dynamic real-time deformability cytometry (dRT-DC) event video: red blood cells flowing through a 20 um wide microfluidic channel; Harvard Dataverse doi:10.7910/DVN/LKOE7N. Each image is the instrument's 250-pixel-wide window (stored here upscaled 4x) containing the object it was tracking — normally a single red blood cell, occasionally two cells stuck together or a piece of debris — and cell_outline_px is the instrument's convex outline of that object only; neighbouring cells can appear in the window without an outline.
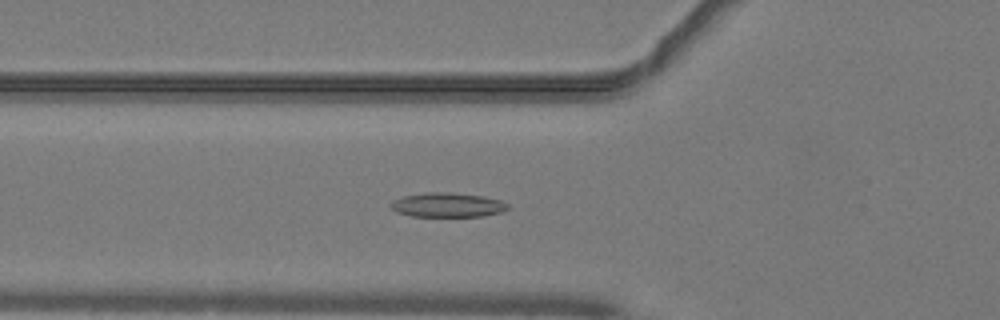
{"species": "common noctule bat (a hibernating species)", "species_latin": "Nyctalus noctula", "temperature_condition": "warm", "stored_images_in_passage": 46, "camera_frame_rate_fps": 3000, "um_per_image_px": 0.085, "animal": {"sex": "male", "body_mass_g": 19.2, "forearm_length_mm": 51.8}, "frame": {"image": 1, "passage_image": 14, "time_ms": 4.333, "image_size_px": [1000, 320], "cell_outline_px": [[512, 208], [500, 212], [484, 216], [412, 216], [396, 212], [388, 204], [392, 200], [400, 196], [424, 192], [448, 192], [484, 196], [500, 200], [508, 204]], "centroid_in_image_um": [38.01, 17.41], "position_along_channel_um": 87.8, "area_um2": 16.88}}
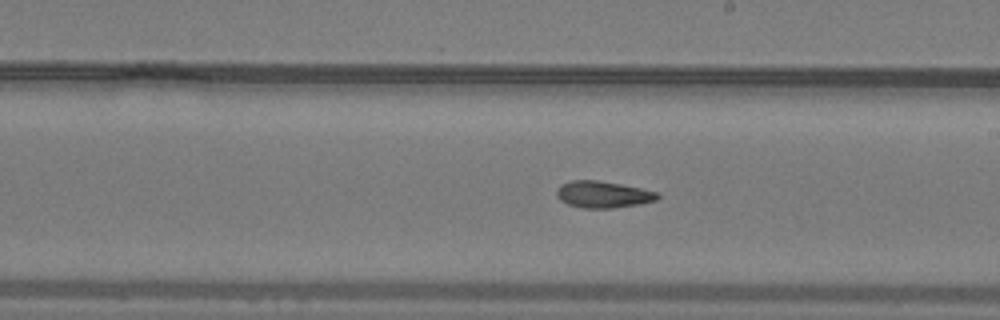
{"frame": {"image": 2, "passage_image": 25, "time_ms": 8.0, "image_size_px": [1000, 320], "cell_outline_px": [[660, 196], [656, 200], [640, 204], [612, 208], [580, 208], [568, 204], [560, 200], [556, 196], [556, 188], [560, 184], [572, 180], [596, 180], [620, 184], [660, 192]], "centroid_in_image_um": [51.24, 16.53], "position_along_channel_um": 237.8, "area_um2": 15.84}}
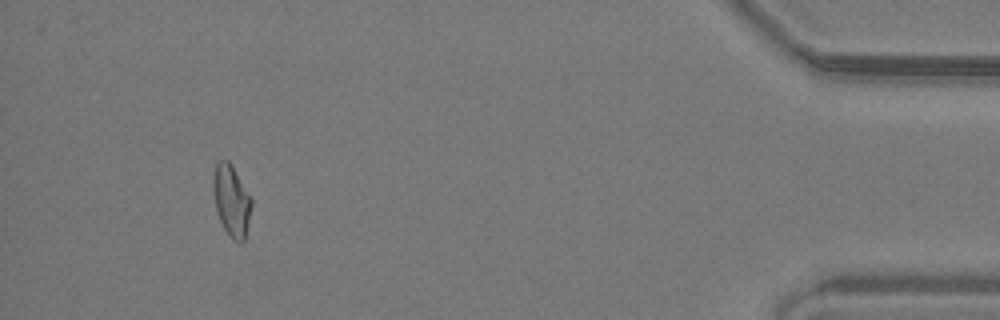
{"frame": {"image": 3, "passage_image": 43, "time_ms": 14.0, "image_size_px": [1000, 320], "cell_outline_px": [[252, 204], [244, 240], [240, 244], [232, 240], [228, 236], [216, 212], [212, 188], [212, 180], [216, 160], [228, 160], [252, 196]], "centroid_in_image_um": [19.66, 17.04], "position_along_channel_um": 415.5, "area_um2": 16.24}, "authors_computed_cell_mechanics": {"area_um2": 15.8661, "velocity_mm_per_s": 4.0724, "shape_relaxation_time_tau1_ms": null, "shape_relaxation_time_tau2_ms": 5.3996, "deformation_change_tau1": null, "deformation_change_tau2": 0.1197}}